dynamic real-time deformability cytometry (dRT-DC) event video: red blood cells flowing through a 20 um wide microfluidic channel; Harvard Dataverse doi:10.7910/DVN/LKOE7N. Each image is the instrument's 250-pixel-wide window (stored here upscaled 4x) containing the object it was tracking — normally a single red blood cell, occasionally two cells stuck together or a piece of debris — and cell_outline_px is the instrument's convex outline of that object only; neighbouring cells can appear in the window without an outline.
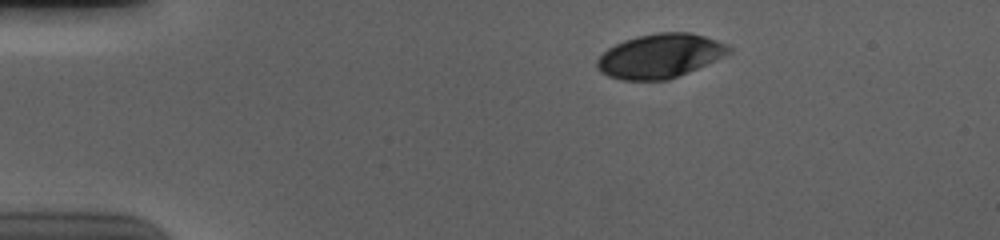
{"species": "human", "species_latin": "Homo sapiens", "temperature_condition": "cold", "stored_images_in_passage": 47, "camera_frame_rate_fps": 3000, "um_per_image_px": 0.085, "donor": {"sex": "male"}, "frame": {"image": 1, "passage_image": 1, "time_ms": 0.0, "image_size_px": [1000, 240], "cell_outline_px": [[732, 52], [724, 56], [688, 72], [668, 80], [624, 80], [608, 76], [600, 72], [596, 68], [596, 60], [608, 48], [624, 40], [636, 36], [660, 32], [692, 32], [728, 44], [732, 48]], "centroid_in_image_um": [56.1, 4.75], "position_along_channel_um": 28.9, "area_um2": 33.93}}
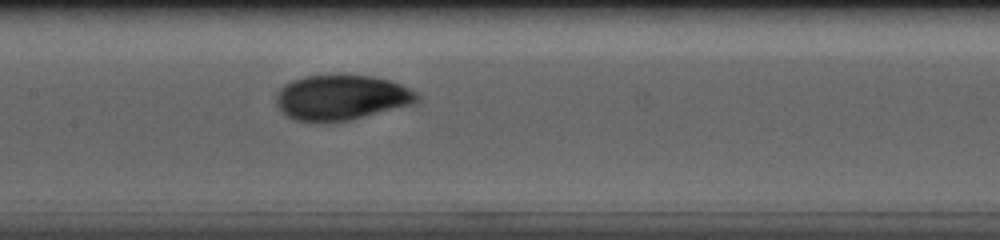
{"frame": {"image": 2, "passage_image": 19, "time_ms": 6.0, "image_size_px": [1000, 240], "cell_outline_px": [[420, 100], [412, 104], [348, 120], [324, 124], [308, 124], [296, 120], [280, 112], [276, 104], [276, 96], [280, 88], [284, 84], [292, 80], [304, 76], [336, 72], [344, 72], [372, 76], [388, 80], [400, 84], [416, 92], [420, 96]], "centroid_in_image_um": [28.95, 8.27], "position_along_channel_um": 178.5, "area_um2": 38.38}}
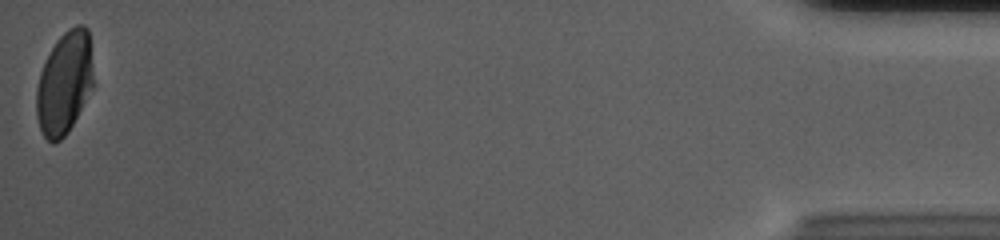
{"frame": {"image": 3, "passage_image": 47, "time_ms": 15.333, "image_size_px": [1000, 240], "cell_outline_px": [[96, 84], [68, 132], [60, 140], [52, 144], [44, 136], [40, 128], [36, 116], [36, 88], [40, 72], [56, 40], [68, 28], [76, 24], [84, 24], [88, 28]], "centroid_in_image_um": [5.52, 7.04], "position_along_channel_um": 429.7, "area_um2": 34.74}, "authors_computed_cell_mechanics": {"area_um2": 36.703, "velocity_mm_per_s": 3.6711, "shape_relaxation_time_tau1_ms": 3.5454, "shape_relaxation_time_tau2_ms": null, "deformation_change_tau1": 0.1448, "deformation_change_tau2": null}}